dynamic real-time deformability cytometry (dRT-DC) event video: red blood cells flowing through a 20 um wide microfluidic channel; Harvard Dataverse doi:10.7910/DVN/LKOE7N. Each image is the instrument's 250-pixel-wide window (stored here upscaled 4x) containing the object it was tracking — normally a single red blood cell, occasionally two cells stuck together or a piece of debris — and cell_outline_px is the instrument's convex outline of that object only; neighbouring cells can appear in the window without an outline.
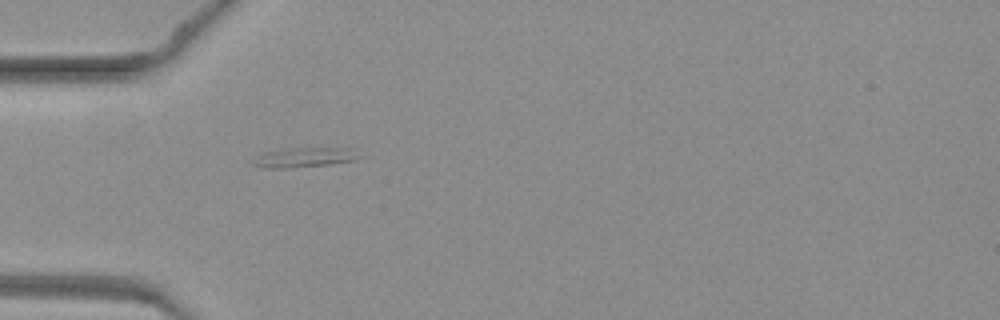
{"species": "common noctule bat (a hibernating species)", "species_latin": "Nyctalus noctula", "temperature_condition": "warm", "stored_images_in_passage": 29, "camera_frame_rate_fps": 3000, "um_per_image_px": 0.085, "animal": {"sex": "female", "body_mass_g": 19.3, "forearm_length_mm": 54.1}, "frame": {"image": 1, "passage_image": 1, "time_ms": 0.0, "image_size_px": [1000, 320], "cell_outline_px": [[356, 160], [328, 164], [288, 168], [264, 168], [252, 164], [252, 160], [256, 156], [264, 152], [296, 148], [352, 148], [356, 156]], "centroid_in_image_um": [25.78, 13.39], "position_along_channel_um": 59.2, "area_um2": 11.85}}
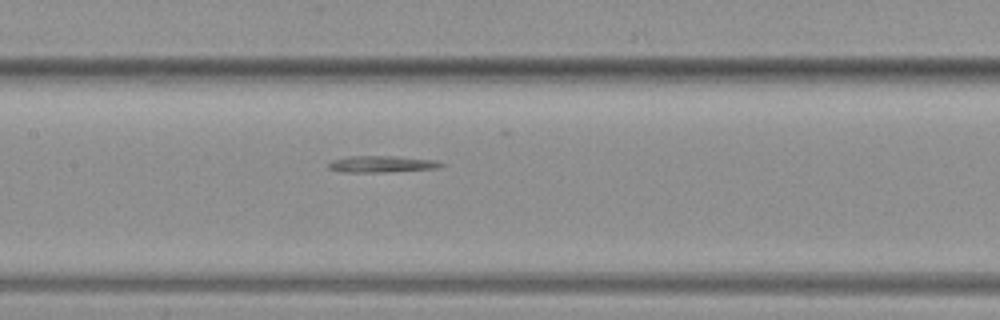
{"frame": {"image": 2, "passage_image": 9, "time_ms": 2.667, "image_size_px": [1000, 320], "cell_outline_px": [[444, 164], [440, 168], [384, 172], [344, 172], [328, 168], [328, 164], [332, 160], [348, 156], [396, 156], [436, 160]], "centroid_in_image_um": [32.46, 13.94], "position_along_channel_um": 174.9, "area_um2": 10.87}}
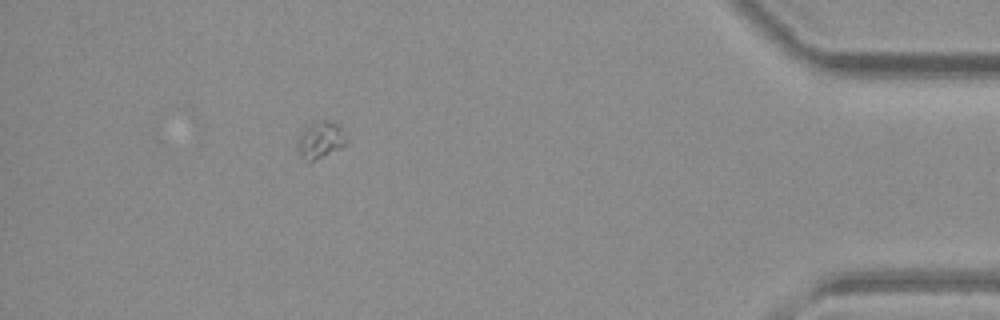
{"frame": {"image": 3, "passage_image": 28, "time_ms": 9.0, "image_size_px": [1000, 320], "cell_outline_px": [[348, 144], [340, 148], [312, 160], [308, 160], [300, 156], [296, 148], [296, 140], [304, 128], [312, 120], [328, 120], [340, 124], [348, 136]], "centroid_in_image_um": [27.26, 11.82], "position_along_channel_um": 407.9, "area_um2": 10.87}}